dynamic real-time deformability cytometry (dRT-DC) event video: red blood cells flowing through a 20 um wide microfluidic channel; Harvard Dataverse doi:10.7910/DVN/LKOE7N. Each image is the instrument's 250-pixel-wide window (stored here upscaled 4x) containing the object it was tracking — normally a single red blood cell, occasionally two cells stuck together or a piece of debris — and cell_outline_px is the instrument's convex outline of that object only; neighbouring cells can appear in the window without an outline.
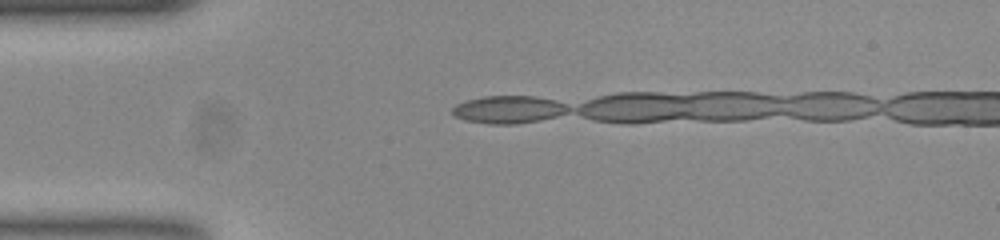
{"species": "common noctule bat (a hibernating species)", "species_latin": "Nyctalus noctula", "temperature_condition": "room temperature", "stored_images_in_passage": 3, "camera_frame_rate_fps": 3000, "um_per_image_px": 0.085, "animal": {"sex": "female", "body_mass_g": 23.0, "forearm_length_mm": 53.4}, "frame": {"image": 1, "passage_image": 1, "time_ms": 0.0, "image_size_px": [1000, 240], "cell_outline_px": [[696, 96], [684, 112], [676, 116], [652, 120], [608, 120], [612, 96]], "centroid_in_image_um": [55.06, 9.11], "position_along_channel_um": 29.9, "area_um2": 12.83}}